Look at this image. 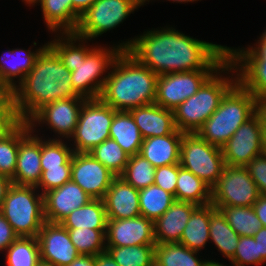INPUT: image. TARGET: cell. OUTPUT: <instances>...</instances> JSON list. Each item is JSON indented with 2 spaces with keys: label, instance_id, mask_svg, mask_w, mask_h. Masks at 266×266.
Here are the masks:
<instances>
[{
  "label": "cell",
  "instance_id": "f5cc1de1",
  "mask_svg": "<svg viewBox=\"0 0 266 266\" xmlns=\"http://www.w3.org/2000/svg\"><path fill=\"white\" fill-rule=\"evenodd\" d=\"M256 114L259 116L266 137V97L256 98Z\"/></svg>",
  "mask_w": 266,
  "mask_h": 266
},
{
  "label": "cell",
  "instance_id": "30bf717a",
  "mask_svg": "<svg viewBox=\"0 0 266 266\" xmlns=\"http://www.w3.org/2000/svg\"><path fill=\"white\" fill-rule=\"evenodd\" d=\"M142 4L138 0H97L81 17L75 33L91 40L122 23Z\"/></svg>",
  "mask_w": 266,
  "mask_h": 266
},
{
  "label": "cell",
  "instance_id": "7dc6e473",
  "mask_svg": "<svg viewBox=\"0 0 266 266\" xmlns=\"http://www.w3.org/2000/svg\"><path fill=\"white\" fill-rule=\"evenodd\" d=\"M245 167L256 183L260 195H266V152L254 157Z\"/></svg>",
  "mask_w": 266,
  "mask_h": 266
},
{
  "label": "cell",
  "instance_id": "74e56055",
  "mask_svg": "<svg viewBox=\"0 0 266 266\" xmlns=\"http://www.w3.org/2000/svg\"><path fill=\"white\" fill-rule=\"evenodd\" d=\"M154 176L155 167L139 153L129 156L124 171L119 175L138 190L154 184Z\"/></svg>",
  "mask_w": 266,
  "mask_h": 266
},
{
  "label": "cell",
  "instance_id": "8d00e7d4",
  "mask_svg": "<svg viewBox=\"0 0 266 266\" xmlns=\"http://www.w3.org/2000/svg\"><path fill=\"white\" fill-rule=\"evenodd\" d=\"M119 266H149L155 257V245L106 246Z\"/></svg>",
  "mask_w": 266,
  "mask_h": 266
},
{
  "label": "cell",
  "instance_id": "6125c7cd",
  "mask_svg": "<svg viewBox=\"0 0 266 266\" xmlns=\"http://www.w3.org/2000/svg\"><path fill=\"white\" fill-rule=\"evenodd\" d=\"M149 266H162V265L154 259Z\"/></svg>",
  "mask_w": 266,
  "mask_h": 266
},
{
  "label": "cell",
  "instance_id": "9c48e42d",
  "mask_svg": "<svg viewBox=\"0 0 266 266\" xmlns=\"http://www.w3.org/2000/svg\"><path fill=\"white\" fill-rule=\"evenodd\" d=\"M117 111L100 98L86 99L80 110L78 123L70 141L74 140L73 150L89 153L97 145L110 137V127Z\"/></svg>",
  "mask_w": 266,
  "mask_h": 266
},
{
  "label": "cell",
  "instance_id": "f546056e",
  "mask_svg": "<svg viewBox=\"0 0 266 266\" xmlns=\"http://www.w3.org/2000/svg\"><path fill=\"white\" fill-rule=\"evenodd\" d=\"M107 214L102 199H92L66 216L60 224L64 228L107 229Z\"/></svg>",
  "mask_w": 266,
  "mask_h": 266
},
{
  "label": "cell",
  "instance_id": "4dcf8cb0",
  "mask_svg": "<svg viewBox=\"0 0 266 266\" xmlns=\"http://www.w3.org/2000/svg\"><path fill=\"white\" fill-rule=\"evenodd\" d=\"M210 241L229 262L234 257L240 236L231 228L222 213L216 209L210 215Z\"/></svg>",
  "mask_w": 266,
  "mask_h": 266
},
{
  "label": "cell",
  "instance_id": "6f0895ef",
  "mask_svg": "<svg viewBox=\"0 0 266 266\" xmlns=\"http://www.w3.org/2000/svg\"><path fill=\"white\" fill-rule=\"evenodd\" d=\"M206 266H227V265H224L223 263H219L217 261L215 262V261L210 260V262Z\"/></svg>",
  "mask_w": 266,
  "mask_h": 266
},
{
  "label": "cell",
  "instance_id": "91938a15",
  "mask_svg": "<svg viewBox=\"0 0 266 266\" xmlns=\"http://www.w3.org/2000/svg\"><path fill=\"white\" fill-rule=\"evenodd\" d=\"M23 1L30 6L39 3L41 0H23Z\"/></svg>",
  "mask_w": 266,
  "mask_h": 266
},
{
  "label": "cell",
  "instance_id": "5bb4252c",
  "mask_svg": "<svg viewBox=\"0 0 266 266\" xmlns=\"http://www.w3.org/2000/svg\"><path fill=\"white\" fill-rule=\"evenodd\" d=\"M255 44L244 49L228 47V60L236 68L238 82L259 98L266 97V44Z\"/></svg>",
  "mask_w": 266,
  "mask_h": 266
},
{
  "label": "cell",
  "instance_id": "2e32d148",
  "mask_svg": "<svg viewBox=\"0 0 266 266\" xmlns=\"http://www.w3.org/2000/svg\"><path fill=\"white\" fill-rule=\"evenodd\" d=\"M86 98H69L53 101L40 108L27 122L34 130L37 123H46L50 130L68 140L74 134L80 110Z\"/></svg>",
  "mask_w": 266,
  "mask_h": 266
},
{
  "label": "cell",
  "instance_id": "ffe728a7",
  "mask_svg": "<svg viewBox=\"0 0 266 266\" xmlns=\"http://www.w3.org/2000/svg\"><path fill=\"white\" fill-rule=\"evenodd\" d=\"M43 199L46 222L60 223L72 211L88 204L93 198L70 180L61 187L44 193Z\"/></svg>",
  "mask_w": 266,
  "mask_h": 266
},
{
  "label": "cell",
  "instance_id": "7a4b0ae2",
  "mask_svg": "<svg viewBox=\"0 0 266 266\" xmlns=\"http://www.w3.org/2000/svg\"><path fill=\"white\" fill-rule=\"evenodd\" d=\"M69 98L84 97L73 89L71 72L47 45L13 91L16 114L19 120L28 121L44 105Z\"/></svg>",
  "mask_w": 266,
  "mask_h": 266
},
{
  "label": "cell",
  "instance_id": "d6986e66",
  "mask_svg": "<svg viewBox=\"0 0 266 266\" xmlns=\"http://www.w3.org/2000/svg\"><path fill=\"white\" fill-rule=\"evenodd\" d=\"M134 245H156L153 221L142 215L107 220L106 246Z\"/></svg>",
  "mask_w": 266,
  "mask_h": 266
},
{
  "label": "cell",
  "instance_id": "94428289",
  "mask_svg": "<svg viewBox=\"0 0 266 266\" xmlns=\"http://www.w3.org/2000/svg\"><path fill=\"white\" fill-rule=\"evenodd\" d=\"M150 0H148L147 2H149ZM168 1H173V2H178V3H182V2H193V1H198V0H168Z\"/></svg>",
  "mask_w": 266,
  "mask_h": 266
},
{
  "label": "cell",
  "instance_id": "ac0fdd59",
  "mask_svg": "<svg viewBox=\"0 0 266 266\" xmlns=\"http://www.w3.org/2000/svg\"><path fill=\"white\" fill-rule=\"evenodd\" d=\"M37 238L43 262L68 266L80 255L71 242L68 230L60 223L45 222Z\"/></svg>",
  "mask_w": 266,
  "mask_h": 266
},
{
  "label": "cell",
  "instance_id": "52a82bcc",
  "mask_svg": "<svg viewBox=\"0 0 266 266\" xmlns=\"http://www.w3.org/2000/svg\"><path fill=\"white\" fill-rule=\"evenodd\" d=\"M35 186L13 184L0 207V213L18 237H37L46 222L43 194Z\"/></svg>",
  "mask_w": 266,
  "mask_h": 266
},
{
  "label": "cell",
  "instance_id": "44dd1931",
  "mask_svg": "<svg viewBox=\"0 0 266 266\" xmlns=\"http://www.w3.org/2000/svg\"><path fill=\"white\" fill-rule=\"evenodd\" d=\"M108 219H127L141 215L139 190L116 176L103 197Z\"/></svg>",
  "mask_w": 266,
  "mask_h": 266
},
{
  "label": "cell",
  "instance_id": "cb8c5ba5",
  "mask_svg": "<svg viewBox=\"0 0 266 266\" xmlns=\"http://www.w3.org/2000/svg\"><path fill=\"white\" fill-rule=\"evenodd\" d=\"M46 46L47 44H44L36 51L16 48L12 50L9 49L7 52L3 53L0 57V85L14 91L17 87L16 83L19 82L18 84H20L24 80L25 76L33 68L38 55ZM11 56L12 58L10 59ZM15 78H19L18 81H15Z\"/></svg>",
  "mask_w": 266,
  "mask_h": 266
},
{
  "label": "cell",
  "instance_id": "ab89813d",
  "mask_svg": "<svg viewBox=\"0 0 266 266\" xmlns=\"http://www.w3.org/2000/svg\"><path fill=\"white\" fill-rule=\"evenodd\" d=\"M73 148L69 147L62 138L42 140L41 138V168L60 167V165H72Z\"/></svg>",
  "mask_w": 266,
  "mask_h": 266
},
{
  "label": "cell",
  "instance_id": "4fadbf2b",
  "mask_svg": "<svg viewBox=\"0 0 266 266\" xmlns=\"http://www.w3.org/2000/svg\"><path fill=\"white\" fill-rule=\"evenodd\" d=\"M216 71L197 70L159 75L154 103L173 111L194 95Z\"/></svg>",
  "mask_w": 266,
  "mask_h": 266
},
{
  "label": "cell",
  "instance_id": "1f68e13d",
  "mask_svg": "<svg viewBox=\"0 0 266 266\" xmlns=\"http://www.w3.org/2000/svg\"><path fill=\"white\" fill-rule=\"evenodd\" d=\"M193 251L180 243L155 245V257L162 266H206L210 260L198 259Z\"/></svg>",
  "mask_w": 266,
  "mask_h": 266
},
{
  "label": "cell",
  "instance_id": "3957f363",
  "mask_svg": "<svg viewBox=\"0 0 266 266\" xmlns=\"http://www.w3.org/2000/svg\"><path fill=\"white\" fill-rule=\"evenodd\" d=\"M100 99L116 111H127L155 102L158 75L127 50L115 59Z\"/></svg>",
  "mask_w": 266,
  "mask_h": 266
},
{
  "label": "cell",
  "instance_id": "9a60e30c",
  "mask_svg": "<svg viewBox=\"0 0 266 266\" xmlns=\"http://www.w3.org/2000/svg\"><path fill=\"white\" fill-rule=\"evenodd\" d=\"M27 121H19V148L12 182L19 186H38L41 178V137L34 135ZM34 136H33V135Z\"/></svg>",
  "mask_w": 266,
  "mask_h": 266
},
{
  "label": "cell",
  "instance_id": "f1b7e54d",
  "mask_svg": "<svg viewBox=\"0 0 266 266\" xmlns=\"http://www.w3.org/2000/svg\"><path fill=\"white\" fill-rule=\"evenodd\" d=\"M175 200L191 202L198 206L211 204V187L178 164Z\"/></svg>",
  "mask_w": 266,
  "mask_h": 266
},
{
  "label": "cell",
  "instance_id": "5b68a950",
  "mask_svg": "<svg viewBox=\"0 0 266 266\" xmlns=\"http://www.w3.org/2000/svg\"><path fill=\"white\" fill-rule=\"evenodd\" d=\"M255 113V96L237 82L196 133L209 144L221 148Z\"/></svg>",
  "mask_w": 266,
  "mask_h": 266
},
{
  "label": "cell",
  "instance_id": "836d02e7",
  "mask_svg": "<svg viewBox=\"0 0 266 266\" xmlns=\"http://www.w3.org/2000/svg\"><path fill=\"white\" fill-rule=\"evenodd\" d=\"M239 236L253 237L262 227L253 206H214Z\"/></svg>",
  "mask_w": 266,
  "mask_h": 266
},
{
  "label": "cell",
  "instance_id": "e575fe53",
  "mask_svg": "<svg viewBox=\"0 0 266 266\" xmlns=\"http://www.w3.org/2000/svg\"><path fill=\"white\" fill-rule=\"evenodd\" d=\"M5 251L7 266H38L41 262L37 237H18Z\"/></svg>",
  "mask_w": 266,
  "mask_h": 266
},
{
  "label": "cell",
  "instance_id": "e7e4bbea",
  "mask_svg": "<svg viewBox=\"0 0 266 266\" xmlns=\"http://www.w3.org/2000/svg\"><path fill=\"white\" fill-rule=\"evenodd\" d=\"M142 5H144V3H146V1L148 0H138Z\"/></svg>",
  "mask_w": 266,
  "mask_h": 266
},
{
  "label": "cell",
  "instance_id": "8fae6325",
  "mask_svg": "<svg viewBox=\"0 0 266 266\" xmlns=\"http://www.w3.org/2000/svg\"><path fill=\"white\" fill-rule=\"evenodd\" d=\"M260 196L258 187L245 166L225 165L222 175L211 188L214 206L250 207Z\"/></svg>",
  "mask_w": 266,
  "mask_h": 266
},
{
  "label": "cell",
  "instance_id": "603a6c76",
  "mask_svg": "<svg viewBox=\"0 0 266 266\" xmlns=\"http://www.w3.org/2000/svg\"><path fill=\"white\" fill-rule=\"evenodd\" d=\"M129 112L144 139L169 135L177 130L173 111L165 109L156 103L139 106Z\"/></svg>",
  "mask_w": 266,
  "mask_h": 266
},
{
  "label": "cell",
  "instance_id": "bcb514c9",
  "mask_svg": "<svg viewBox=\"0 0 266 266\" xmlns=\"http://www.w3.org/2000/svg\"><path fill=\"white\" fill-rule=\"evenodd\" d=\"M178 178V164L155 168L154 184L171 193L175 197Z\"/></svg>",
  "mask_w": 266,
  "mask_h": 266
},
{
  "label": "cell",
  "instance_id": "d4e9b609",
  "mask_svg": "<svg viewBox=\"0 0 266 266\" xmlns=\"http://www.w3.org/2000/svg\"><path fill=\"white\" fill-rule=\"evenodd\" d=\"M183 132L143 139L139 154L153 167L179 164Z\"/></svg>",
  "mask_w": 266,
  "mask_h": 266
},
{
  "label": "cell",
  "instance_id": "b9f144b4",
  "mask_svg": "<svg viewBox=\"0 0 266 266\" xmlns=\"http://www.w3.org/2000/svg\"><path fill=\"white\" fill-rule=\"evenodd\" d=\"M56 37L47 45L57 54L65 66H75L79 62V36L75 32H67L59 33V36Z\"/></svg>",
  "mask_w": 266,
  "mask_h": 266
},
{
  "label": "cell",
  "instance_id": "d6a6232c",
  "mask_svg": "<svg viewBox=\"0 0 266 266\" xmlns=\"http://www.w3.org/2000/svg\"><path fill=\"white\" fill-rule=\"evenodd\" d=\"M175 201L174 195L152 184L139 190L141 215L155 222Z\"/></svg>",
  "mask_w": 266,
  "mask_h": 266
},
{
  "label": "cell",
  "instance_id": "6da1fadb",
  "mask_svg": "<svg viewBox=\"0 0 266 266\" xmlns=\"http://www.w3.org/2000/svg\"><path fill=\"white\" fill-rule=\"evenodd\" d=\"M158 76L197 70H218L228 60V47L194 39L172 27L147 30L120 43Z\"/></svg>",
  "mask_w": 266,
  "mask_h": 266
},
{
  "label": "cell",
  "instance_id": "e0dca14e",
  "mask_svg": "<svg viewBox=\"0 0 266 266\" xmlns=\"http://www.w3.org/2000/svg\"><path fill=\"white\" fill-rule=\"evenodd\" d=\"M116 175L89 153L74 152L71 180L93 199H103Z\"/></svg>",
  "mask_w": 266,
  "mask_h": 266
},
{
  "label": "cell",
  "instance_id": "4316f807",
  "mask_svg": "<svg viewBox=\"0 0 266 266\" xmlns=\"http://www.w3.org/2000/svg\"><path fill=\"white\" fill-rule=\"evenodd\" d=\"M43 18L51 32H75L80 18L72 10L71 0H41Z\"/></svg>",
  "mask_w": 266,
  "mask_h": 266
},
{
  "label": "cell",
  "instance_id": "484cf974",
  "mask_svg": "<svg viewBox=\"0 0 266 266\" xmlns=\"http://www.w3.org/2000/svg\"><path fill=\"white\" fill-rule=\"evenodd\" d=\"M215 210L213 204L198 206L192 212L179 243L193 251H201L210 240V215Z\"/></svg>",
  "mask_w": 266,
  "mask_h": 266
},
{
  "label": "cell",
  "instance_id": "f35d334b",
  "mask_svg": "<svg viewBox=\"0 0 266 266\" xmlns=\"http://www.w3.org/2000/svg\"><path fill=\"white\" fill-rule=\"evenodd\" d=\"M89 154L116 176H119L125 169L129 155L113 139L108 138L93 148Z\"/></svg>",
  "mask_w": 266,
  "mask_h": 266
},
{
  "label": "cell",
  "instance_id": "680465c9",
  "mask_svg": "<svg viewBox=\"0 0 266 266\" xmlns=\"http://www.w3.org/2000/svg\"><path fill=\"white\" fill-rule=\"evenodd\" d=\"M259 39L260 40H258L257 43H265L266 44V29H265L264 33L260 36Z\"/></svg>",
  "mask_w": 266,
  "mask_h": 266
},
{
  "label": "cell",
  "instance_id": "ee69618b",
  "mask_svg": "<svg viewBox=\"0 0 266 266\" xmlns=\"http://www.w3.org/2000/svg\"><path fill=\"white\" fill-rule=\"evenodd\" d=\"M13 100V91L0 85V137L10 131L18 122Z\"/></svg>",
  "mask_w": 266,
  "mask_h": 266
},
{
  "label": "cell",
  "instance_id": "681fc988",
  "mask_svg": "<svg viewBox=\"0 0 266 266\" xmlns=\"http://www.w3.org/2000/svg\"><path fill=\"white\" fill-rule=\"evenodd\" d=\"M253 208L262 226L266 227V195H260Z\"/></svg>",
  "mask_w": 266,
  "mask_h": 266
},
{
  "label": "cell",
  "instance_id": "c3c4849f",
  "mask_svg": "<svg viewBox=\"0 0 266 266\" xmlns=\"http://www.w3.org/2000/svg\"><path fill=\"white\" fill-rule=\"evenodd\" d=\"M17 238L12 226L0 213V251L4 252Z\"/></svg>",
  "mask_w": 266,
  "mask_h": 266
},
{
  "label": "cell",
  "instance_id": "8992f818",
  "mask_svg": "<svg viewBox=\"0 0 266 266\" xmlns=\"http://www.w3.org/2000/svg\"><path fill=\"white\" fill-rule=\"evenodd\" d=\"M86 41V38L79 36V62L75 66L66 67L71 72L73 89L81 97L97 99L108 77V74H103L108 72L123 49L119 45L90 48L85 45Z\"/></svg>",
  "mask_w": 266,
  "mask_h": 266
},
{
  "label": "cell",
  "instance_id": "d590c367",
  "mask_svg": "<svg viewBox=\"0 0 266 266\" xmlns=\"http://www.w3.org/2000/svg\"><path fill=\"white\" fill-rule=\"evenodd\" d=\"M71 242L76 247L80 255H91L106 251V231L107 229L91 228H66Z\"/></svg>",
  "mask_w": 266,
  "mask_h": 266
},
{
  "label": "cell",
  "instance_id": "60d3db41",
  "mask_svg": "<svg viewBox=\"0 0 266 266\" xmlns=\"http://www.w3.org/2000/svg\"><path fill=\"white\" fill-rule=\"evenodd\" d=\"M19 148V122L0 137V175L12 179L15 175Z\"/></svg>",
  "mask_w": 266,
  "mask_h": 266
},
{
  "label": "cell",
  "instance_id": "db71d44e",
  "mask_svg": "<svg viewBox=\"0 0 266 266\" xmlns=\"http://www.w3.org/2000/svg\"><path fill=\"white\" fill-rule=\"evenodd\" d=\"M94 258L95 266H119L107 251L94 255Z\"/></svg>",
  "mask_w": 266,
  "mask_h": 266
},
{
  "label": "cell",
  "instance_id": "ba28073f",
  "mask_svg": "<svg viewBox=\"0 0 266 266\" xmlns=\"http://www.w3.org/2000/svg\"><path fill=\"white\" fill-rule=\"evenodd\" d=\"M179 164L211 188L217 183L226 165L221 148L209 144L197 133L183 134Z\"/></svg>",
  "mask_w": 266,
  "mask_h": 266
},
{
  "label": "cell",
  "instance_id": "7bdbcfd3",
  "mask_svg": "<svg viewBox=\"0 0 266 266\" xmlns=\"http://www.w3.org/2000/svg\"><path fill=\"white\" fill-rule=\"evenodd\" d=\"M233 266L260 265L258 242L251 236H240L234 257L230 260Z\"/></svg>",
  "mask_w": 266,
  "mask_h": 266
},
{
  "label": "cell",
  "instance_id": "11a10c76",
  "mask_svg": "<svg viewBox=\"0 0 266 266\" xmlns=\"http://www.w3.org/2000/svg\"><path fill=\"white\" fill-rule=\"evenodd\" d=\"M13 185L12 179L9 177L0 175V207L7 195L8 190Z\"/></svg>",
  "mask_w": 266,
  "mask_h": 266
},
{
  "label": "cell",
  "instance_id": "be15d7a7",
  "mask_svg": "<svg viewBox=\"0 0 266 266\" xmlns=\"http://www.w3.org/2000/svg\"><path fill=\"white\" fill-rule=\"evenodd\" d=\"M38 266H55V265H53V264H49V263H46V262L41 261V262L38 264Z\"/></svg>",
  "mask_w": 266,
  "mask_h": 266
},
{
  "label": "cell",
  "instance_id": "7c38bea8",
  "mask_svg": "<svg viewBox=\"0 0 266 266\" xmlns=\"http://www.w3.org/2000/svg\"><path fill=\"white\" fill-rule=\"evenodd\" d=\"M221 150L229 166H246L254 157L265 153L266 139L259 116L255 113L243 123Z\"/></svg>",
  "mask_w": 266,
  "mask_h": 266
},
{
  "label": "cell",
  "instance_id": "83f0119b",
  "mask_svg": "<svg viewBox=\"0 0 266 266\" xmlns=\"http://www.w3.org/2000/svg\"><path fill=\"white\" fill-rule=\"evenodd\" d=\"M109 138L115 140L129 156L140 152L144 139L134 118L127 111L114 114Z\"/></svg>",
  "mask_w": 266,
  "mask_h": 266
},
{
  "label": "cell",
  "instance_id": "f6af8a7d",
  "mask_svg": "<svg viewBox=\"0 0 266 266\" xmlns=\"http://www.w3.org/2000/svg\"><path fill=\"white\" fill-rule=\"evenodd\" d=\"M71 180V165H60V167L47 168L42 171L40 181L36 187L42 189V194L49 190L61 187Z\"/></svg>",
  "mask_w": 266,
  "mask_h": 266
},
{
  "label": "cell",
  "instance_id": "277c9868",
  "mask_svg": "<svg viewBox=\"0 0 266 266\" xmlns=\"http://www.w3.org/2000/svg\"><path fill=\"white\" fill-rule=\"evenodd\" d=\"M220 72H224V74H230L229 72H231L232 75L224 77ZM237 82L236 68L227 60L194 95L173 110L177 130L183 133H196L203 126L204 122L217 110L225 94Z\"/></svg>",
  "mask_w": 266,
  "mask_h": 266
},
{
  "label": "cell",
  "instance_id": "816d5d0a",
  "mask_svg": "<svg viewBox=\"0 0 266 266\" xmlns=\"http://www.w3.org/2000/svg\"><path fill=\"white\" fill-rule=\"evenodd\" d=\"M72 10L80 18L97 0H71Z\"/></svg>",
  "mask_w": 266,
  "mask_h": 266
},
{
  "label": "cell",
  "instance_id": "f907efd6",
  "mask_svg": "<svg viewBox=\"0 0 266 266\" xmlns=\"http://www.w3.org/2000/svg\"><path fill=\"white\" fill-rule=\"evenodd\" d=\"M254 239L258 242L259 254H261V264L266 262V227L254 234Z\"/></svg>",
  "mask_w": 266,
  "mask_h": 266
},
{
  "label": "cell",
  "instance_id": "9f6ffc18",
  "mask_svg": "<svg viewBox=\"0 0 266 266\" xmlns=\"http://www.w3.org/2000/svg\"><path fill=\"white\" fill-rule=\"evenodd\" d=\"M68 266H95V258L91 255H79Z\"/></svg>",
  "mask_w": 266,
  "mask_h": 266
},
{
  "label": "cell",
  "instance_id": "7402d4cb",
  "mask_svg": "<svg viewBox=\"0 0 266 266\" xmlns=\"http://www.w3.org/2000/svg\"><path fill=\"white\" fill-rule=\"evenodd\" d=\"M198 205L175 200L172 206L154 222L156 244L179 243L183 230Z\"/></svg>",
  "mask_w": 266,
  "mask_h": 266
}]
</instances>
